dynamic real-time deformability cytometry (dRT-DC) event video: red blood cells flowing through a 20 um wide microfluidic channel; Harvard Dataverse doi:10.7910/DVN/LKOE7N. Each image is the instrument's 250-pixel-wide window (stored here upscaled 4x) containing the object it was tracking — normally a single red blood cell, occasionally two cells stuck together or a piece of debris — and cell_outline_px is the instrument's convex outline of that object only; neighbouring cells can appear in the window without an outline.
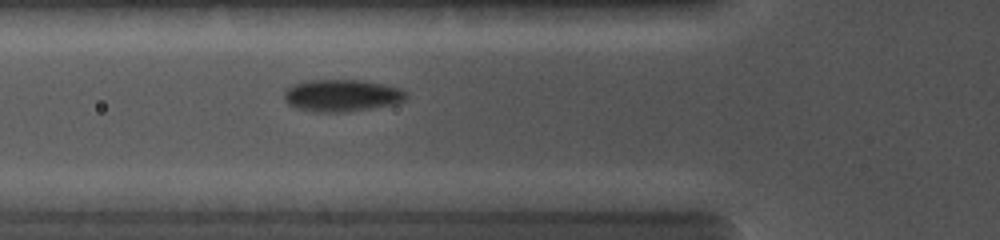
{"species": "common noctule bat (a hibernating species)", "species_latin": "Nyctalus noctula", "temperature_condition": "cold", "stored_images_in_passage": 12, "camera_frame_rate_fps": 5000, "um_per_image_px": 0.085, "animal": {"sex": "female", "body_mass_g": 19.0, "forearm_length_mm": 56.7}, "frame": {"image": 1, "passage_image": 9, "time_ms": 4.0, "image_size_px": [1000, 240], "cell_outline_px": [[408, 96], [404, 100], [396, 104], [348, 112], [316, 112], [296, 108], [288, 104], [284, 100], [284, 92], [292, 84], [308, 80], [364, 80], [384, 84], [400, 88], [408, 92]], "centroid_in_image_um": [29.08, 8.12], "position_along_channel_um": 96.7, "area_um2": 23.12}}